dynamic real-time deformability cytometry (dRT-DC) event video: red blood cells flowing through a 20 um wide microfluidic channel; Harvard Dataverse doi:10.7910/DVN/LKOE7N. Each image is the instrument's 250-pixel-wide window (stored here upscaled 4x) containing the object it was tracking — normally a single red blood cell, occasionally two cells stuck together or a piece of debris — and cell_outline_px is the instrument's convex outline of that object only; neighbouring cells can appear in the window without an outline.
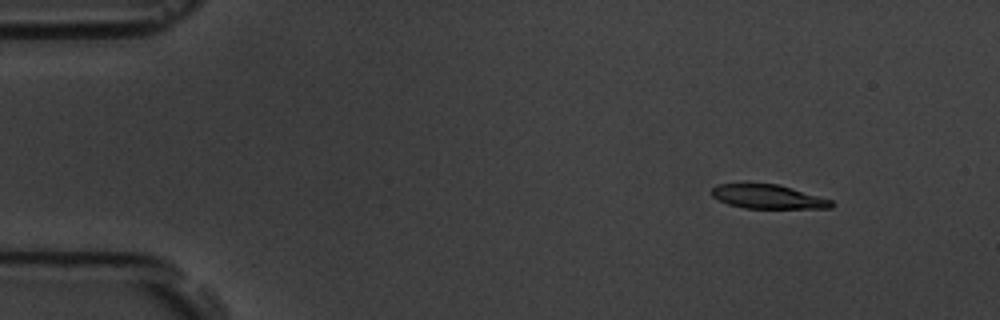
{"species": "common noctule bat (a hibernating species)", "species_latin": "Nyctalus noctula", "temperature_condition": "room temperature", "stored_images_in_passage": 5, "camera_frame_rate_fps": 3000, "um_per_image_px": 0.085, "animal": {"sex": "male", "body_mass_g": 19.5, "forearm_length_mm": 54.6}, "frame": {"image": 1, "passage_image": 1, "time_ms": 0.0, "image_size_px": [1000, 320], "cell_outline_px": [[836, 204], [832, 208], [744, 208], [728, 204], [712, 196], [712, 188], [716, 184], [780, 184], [832, 200]], "centroid_in_image_um": [65.32, 16.72], "position_along_channel_um": 19.7, "area_um2": 16.7}}
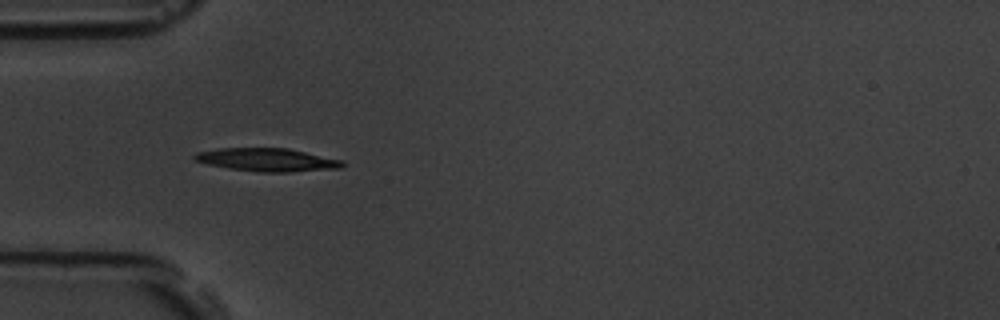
{"frame": {"image": 2, "passage_image": 4, "time_ms": 3.667, "image_size_px": [1000, 320], "cell_outline_px": [[344, 164], [340, 168], [288, 172], [260, 172], [228, 168], [208, 164], [196, 160], [192, 156], [196, 152], [216, 148], [288, 148], [344, 160]], "centroid_in_image_um": [22.71, 13.57], "position_along_channel_um": 62.3, "area_um2": 19.94}}
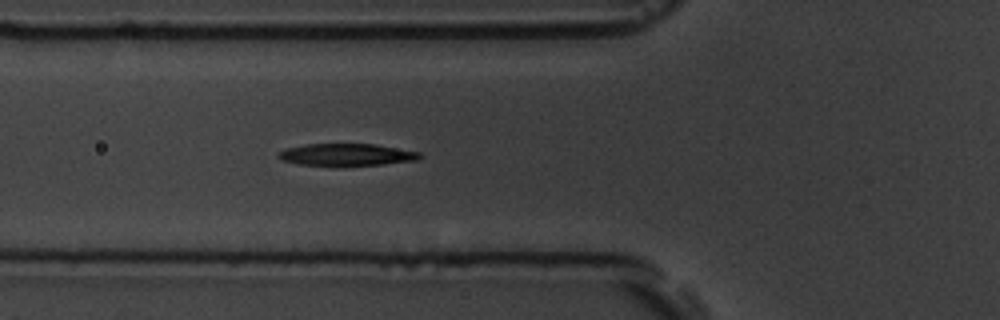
{"frame": {"image": 3, "passage_image": 5, "time_ms": 4.667, "image_size_px": [1000, 320], "cell_outline_px": [[424, 156], [416, 160], [384, 164], [340, 168], [336, 168], [300, 164], [280, 160], [276, 156], [284, 148], [304, 144], [376, 144], [420, 152]], "centroid_in_image_um": [29.43, 13.18], "position_along_channel_um": 96.4, "area_um2": 19.07}}